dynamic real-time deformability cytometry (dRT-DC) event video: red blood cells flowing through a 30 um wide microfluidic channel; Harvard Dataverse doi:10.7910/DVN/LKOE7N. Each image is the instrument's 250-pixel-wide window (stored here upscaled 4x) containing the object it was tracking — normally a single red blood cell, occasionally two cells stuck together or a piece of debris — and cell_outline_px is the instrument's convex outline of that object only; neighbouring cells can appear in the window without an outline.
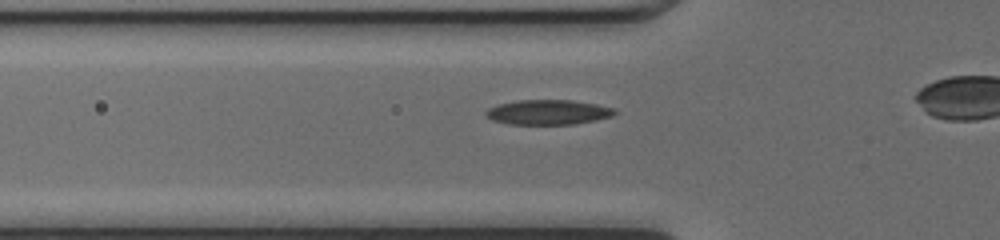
{"species": "common noctule bat (a hibernating species)", "species_latin": "Nyctalus noctula", "temperature_condition": "cold", "stored_images_in_passage": 34, "camera_frame_rate_fps": 3000, "um_per_image_px": 0.085, "animal": {"sex": "female", "body_mass_g": 17.0, "forearm_length_mm": 48.0}, "frame": {"image": 1, "passage_image": 12, "time_ms": 3.667, "image_size_px": [1000, 240], "cell_outline_px": [[616, 112], [612, 116], [596, 120], [572, 124], [508, 124], [492, 120], [484, 116], [484, 112], [488, 108], [496, 104], [516, 100], [572, 100], [596, 104], [616, 108]], "centroid_in_image_um": [46.54, 9.53], "position_along_channel_um": 79.3, "area_um2": 18.84}}
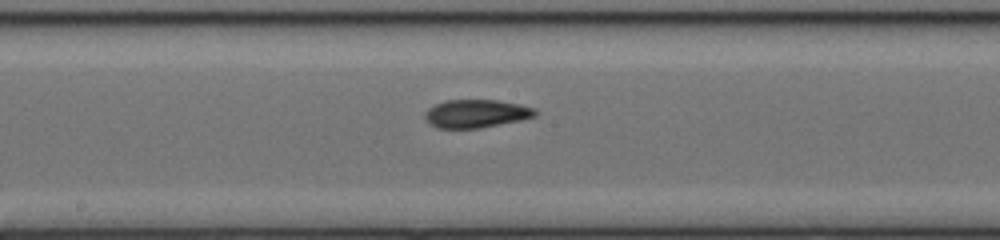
{"frame": {"image": 2, "passage_image": 21, "time_ms": 6.667, "image_size_px": [1000, 240], "cell_outline_px": [[536, 116], [520, 120], [480, 128], [436, 128], [428, 124], [424, 116], [424, 112], [428, 108], [444, 100], [496, 100], [520, 104], [536, 108]], "centroid_in_image_um": [40.44, 9.66], "position_along_channel_um": 207.8, "area_um2": 18.21}}
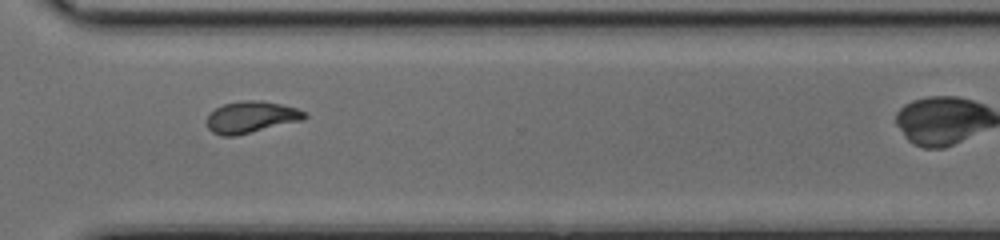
{"frame": {"image": 3, "passage_image": 31, "time_ms": 10.0, "image_size_px": [1000, 240], "cell_outline_px": [[308, 116], [304, 120], [236, 136], [220, 136], [212, 132], [208, 128], [208, 116], [216, 108], [224, 104], [244, 100], [260, 100], [280, 104], [296, 108], [304, 112]], "centroid_in_image_um": [21.36, 9.96], "position_along_channel_um": 349.2, "area_um2": 17.98}}